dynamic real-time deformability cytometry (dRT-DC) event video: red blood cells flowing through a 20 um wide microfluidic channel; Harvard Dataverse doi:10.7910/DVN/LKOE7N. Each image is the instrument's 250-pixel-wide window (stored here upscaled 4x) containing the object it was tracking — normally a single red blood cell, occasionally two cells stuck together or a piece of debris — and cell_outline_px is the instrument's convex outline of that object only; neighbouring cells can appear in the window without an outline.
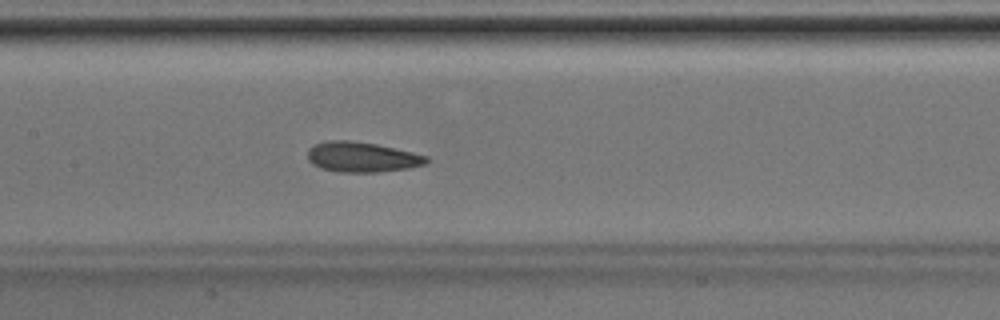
{"species": "Egyptian fruit bat (a non-hibernating species)", "species_latin": "Rousettus aegyptiacus", "temperature_condition": "room temperature", "stored_images_in_passage": 29, "camera_frame_rate_fps": 3000, "um_per_image_px": 0.085, "animal": {"sex": "male"}, "frame": {"image": 1, "passage_image": 13, "time_ms": 4.0, "image_size_px": [1000, 320], "cell_outline_px": [[428, 160], [424, 164], [408, 168], [376, 172], [336, 172], [320, 168], [312, 164], [308, 160], [308, 148], [312, 144], [328, 140], [352, 140], [376, 144], [412, 152], [428, 156]], "centroid_in_image_um": [30.7, 13.34], "position_along_channel_um": 176.7, "area_um2": 20.98}}